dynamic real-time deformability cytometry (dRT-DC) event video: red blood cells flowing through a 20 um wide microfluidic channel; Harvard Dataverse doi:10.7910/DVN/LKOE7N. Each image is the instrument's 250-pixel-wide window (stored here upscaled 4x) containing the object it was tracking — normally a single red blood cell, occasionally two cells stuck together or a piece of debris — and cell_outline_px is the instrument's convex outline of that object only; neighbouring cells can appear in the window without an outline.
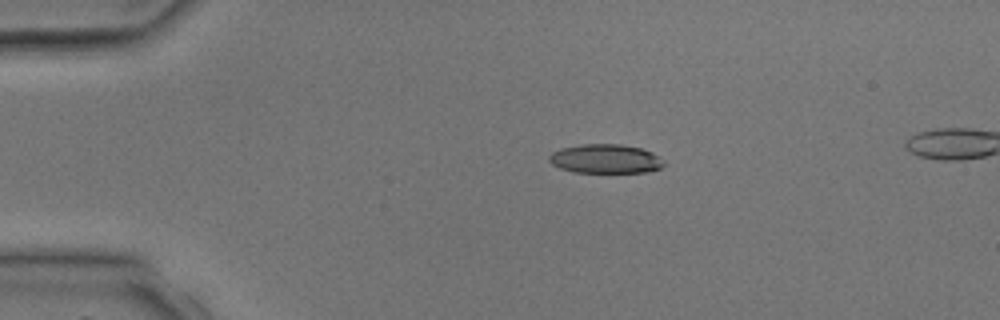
{"species": "common noctule bat (a hibernating species)", "species_latin": "Nyctalus noctula", "temperature_condition": "room temperature", "stored_images_in_passage": 5, "camera_frame_rate_fps": 3000, "um_per_image_px": 0.085, "animal": {"sex": "male", "body_mass_g": 17.9, "forearm_length_mm": 54.2}, "frame": {"image": 1, "passage_image": 3, "time_ms": 2.333, "image_size_px": [1000, 320], "cell_outline_px": [[664, 164], [660, 168], [648, 172], [572, 172], [560, 168], [552, 164], [548, 160], [548, 156], [552, 152], [560, 148], [580, 144], [620, 144], [640, 148], [652, 152], [660, 156], [664, 160]], "centroid_in_image_um": [51.45, 13.49], "position_along_channel_um": 33.5, "area_um2": 19.59}}